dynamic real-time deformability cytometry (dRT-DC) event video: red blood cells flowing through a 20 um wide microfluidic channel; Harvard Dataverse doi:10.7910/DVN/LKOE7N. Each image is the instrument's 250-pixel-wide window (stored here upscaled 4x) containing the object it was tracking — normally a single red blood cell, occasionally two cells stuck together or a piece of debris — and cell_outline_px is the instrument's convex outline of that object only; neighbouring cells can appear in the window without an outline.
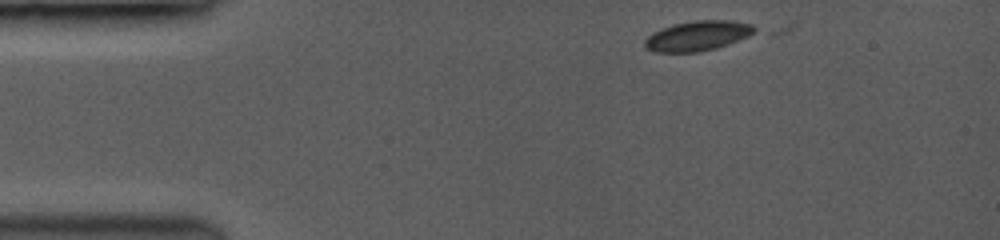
{"species": "common noctule bat (a hibernating species)", "species_latin": "Nyctalus noctula", "temperature_condition": "room temperature", "stored_images_in_passage": 12, "camera_frame_rate_fps": 3500, "um_per_image_px": 0.085, "animal": {"sex": "female", "body_mass_g": 19.0, "forearm_length_mm": 53.3}, "frame": {"image": 1, "passage_image": 1, "time_ms": 0.0, "image_size_px": [1000, 240], "cell_outline_px": [[756, 28], [748, 36], [716, 48], [696, 52], [656, 52], [648, 48], [644, 44], [644, 40], [648, 36], [664, 28], [676, 24], [696, 20], [724, 20], [752, 24]], "centroid_in_image_um": [59.3, 3.05], "position_along_channel_um": 25.7, "area_um2": 18.55}}
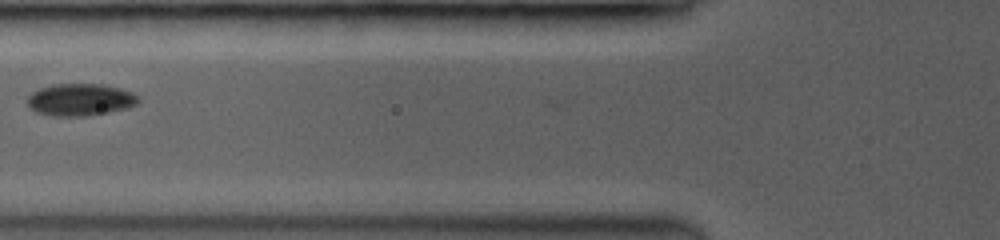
{"frame": {"image": 2, "passage_image": 7, "time_ms": 4.0, "image_size_px": [1000, 240], "cell_outline_px": [[136, 104], [124, 108], [84, 116], [56, 116], [36, 112], [28, 104], [28, 96], [32, 92], [40, 88], [56, 84], [104, 84], [120, 88], [136, 96]], "centroid_in_image_um": [6.75, 8.46], "position_along_channel_um": 119.0, "area_um2": 20.17}}
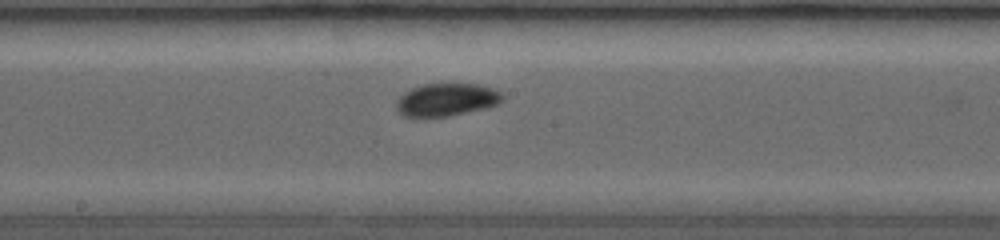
{"frame": {"image": 3, "passage_image": 11, "time_ms": 6.286, "image_size_px": [1000, 240], "cell_outline_px": [[500, 100], [496, 104], [448, 116], [404, 116], [400, 112], [396, 104], [400, 96], [412, 88], [424, 84], [480, 84], [492, 88], [500, 92]], "centroid_in_image_um": [37.92, 8.45], "position_along_channel_um": 210.3, "area_um2": 19.42}}